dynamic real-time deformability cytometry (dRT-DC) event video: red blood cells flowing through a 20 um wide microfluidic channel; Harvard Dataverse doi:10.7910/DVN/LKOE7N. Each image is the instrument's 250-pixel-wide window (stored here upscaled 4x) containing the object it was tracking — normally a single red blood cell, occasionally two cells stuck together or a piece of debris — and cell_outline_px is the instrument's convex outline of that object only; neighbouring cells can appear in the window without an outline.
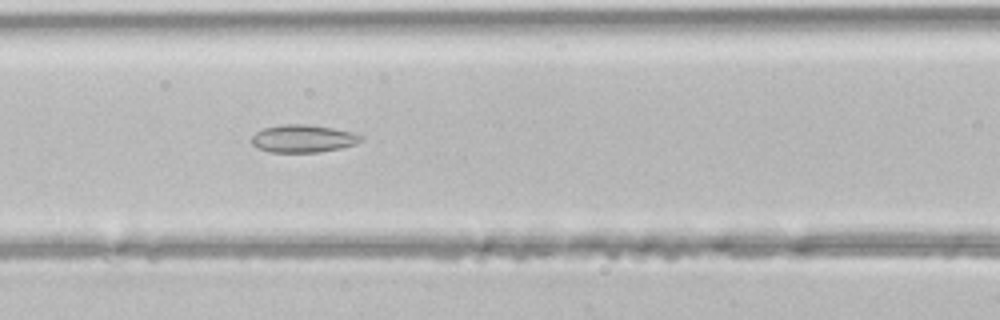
{"species": "common noctule bat (a hibernating species)", "species_latin": "Nyctalus noctula", "temperature_condition": "room temperature", "stored_images_in_passage": 37, "camera_frame_rate_fps": 3000, "um_per_image_px": 0.085, "animal": {"sex": "male", "body_mass_g": 21.5, "forearm_length_mm": 52.0}, "frame": {"image": 1, "passage_image": 10, "time_ms": 3.0, "image_size_px": [1000, 320], "cell_outline_px": [[364, 136], [356, 144], [340, 148], [316, 152], [272, 152], [260, 148], [252, 144], [252, 136], [256, 132], [264, 128], [284, 124], [308, 124], [332, 128], [352, 132]], "centroid_in_image_um": [25.77, 11.77], "position_along_channel_um": 140.8, "area_um2": 17.4}}
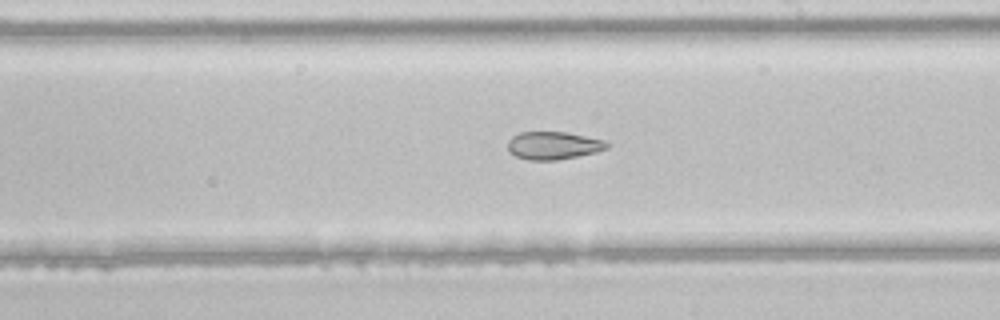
{"frame": {"image": 2, "passage_image": 17, "time_ms": 5.333, "image_size_px": [1000, 320], "cell_outline_px": [[612, 144], [608, 148], [596, 152], [556, 160], [528, 160], [516, 156], [508, 152], [508, 140], [512, 136], [520, 132], [568, 132], [604, 140]], "centroid_in_image_um": [47.04, 12.36], "position_along_channel_um": 242.0, "area_um2": 16.18}}
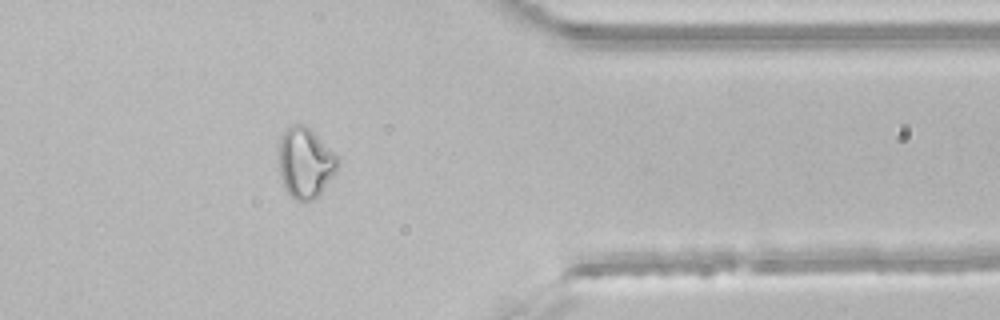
{"frame": {"image": 3, "passage_image": 28, "time_ms": 9.0, "image_size_px": [1000, 320], "cell_outline_px": [[340, 160], [336, 168], [320, 196], [316, 200], [296, 200], [284, 188], [280, 172], [280, 136], [292, 124], [304, 124], [340, 156]], "centroid_in_image_um": [25.98, 13.84], "position_along_channel_um": 385.4, "area_um2": 23.99}}